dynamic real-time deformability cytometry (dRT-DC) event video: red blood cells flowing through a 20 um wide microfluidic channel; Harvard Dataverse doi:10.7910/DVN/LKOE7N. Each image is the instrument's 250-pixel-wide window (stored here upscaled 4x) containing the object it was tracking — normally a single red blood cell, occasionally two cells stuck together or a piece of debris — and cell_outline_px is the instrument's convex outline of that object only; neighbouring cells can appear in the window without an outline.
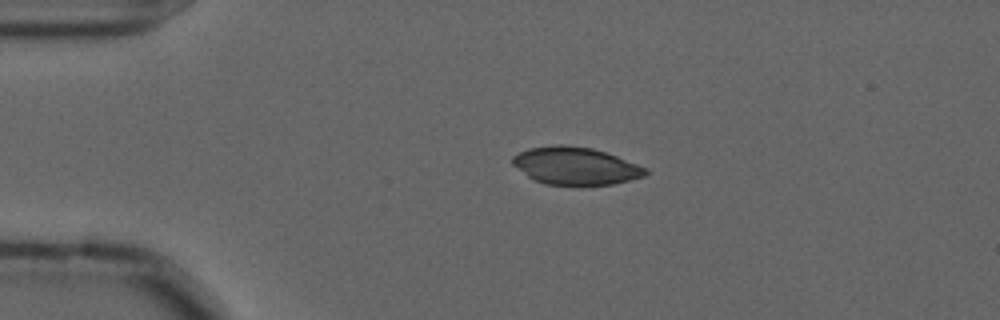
{"species": "common noctule bat (a hibernating species)", "species_latin": "Nyctalus noctula", "temperature_condition": "cold", "stored_images_in_passage": 45, "camera_frame_rate_fps": 3000, "um_per_image_px": 0.085, "animal": {"sex": "male", "forearm_length_mm": 52.5}, "frame": {"image": 1, "passage_image": 1, "time_ms": 0.0, "image_size_px": [1000, 320], "cell_outline_px": [[648, 172], [644, 176], [612, 184], [580, 188], [576, 188], [544, 184], [528, 176], [512, 164], [512, 156], [528, 148], [556, 144], [560, 144], [592, 148], [616, 156], [648, 168]], "centroid_in_image_um": [48.91, 14.14], "position_along_channel_um": 36.1, "area_um2": 29.71}}
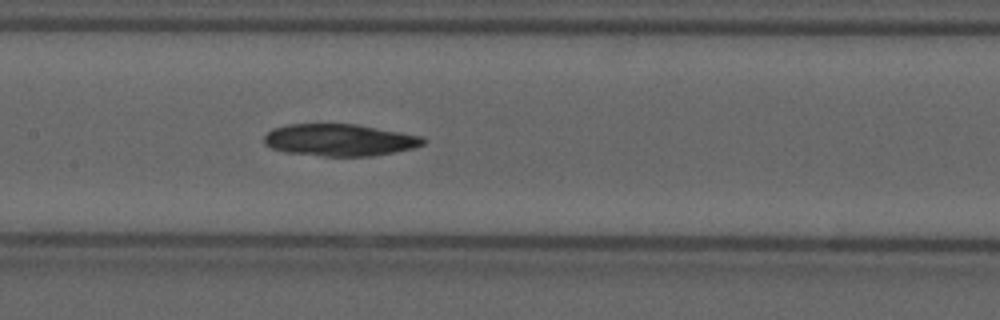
{"frame": {"image": 2, "passage_image": 16, "time_ms": 5.0, "image_size_px": [1000, 320], "cell_outline_px": [[428, 140], [424, 144], [412, 148], [396, 152], [372, 156], [324, 156], [284, 152], [272, 148], [264, 144], [264, 136], [272, 128], [288, 124], [356, 124], [424, 136]], "centroid_in_image_um": [28.88, 11.9], "position_along_channel_um": 178.5, "area_um2": 29.88}}
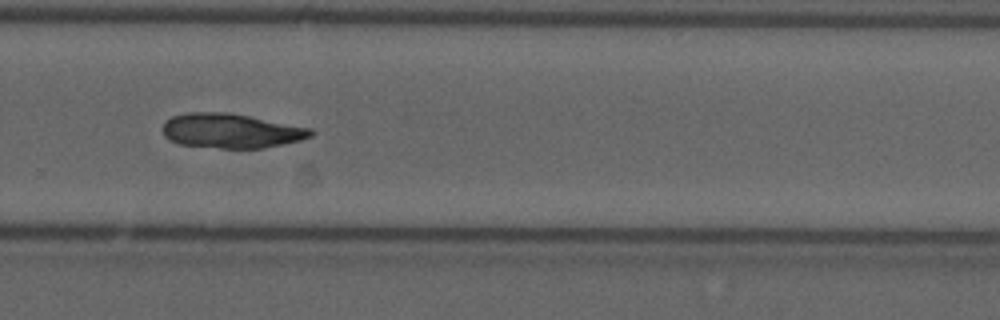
{"frame": {"image": 3, "passage_image": 27, "time_ms": 8.667, "image_size_px": [1000, 320], "cell_outline_px": [[312, 136], [300, 140], [264, 148], [220, 148], [180, 144], [168, 140], [164, 136], [160, 128], [164, 120], [172, 116], [188, 112], [228, 112], [312, 128]], "centroid_in_image_um": [19.57, 11.11], "position_along_channel_um": 310.2, "area_um2": 30.0}}